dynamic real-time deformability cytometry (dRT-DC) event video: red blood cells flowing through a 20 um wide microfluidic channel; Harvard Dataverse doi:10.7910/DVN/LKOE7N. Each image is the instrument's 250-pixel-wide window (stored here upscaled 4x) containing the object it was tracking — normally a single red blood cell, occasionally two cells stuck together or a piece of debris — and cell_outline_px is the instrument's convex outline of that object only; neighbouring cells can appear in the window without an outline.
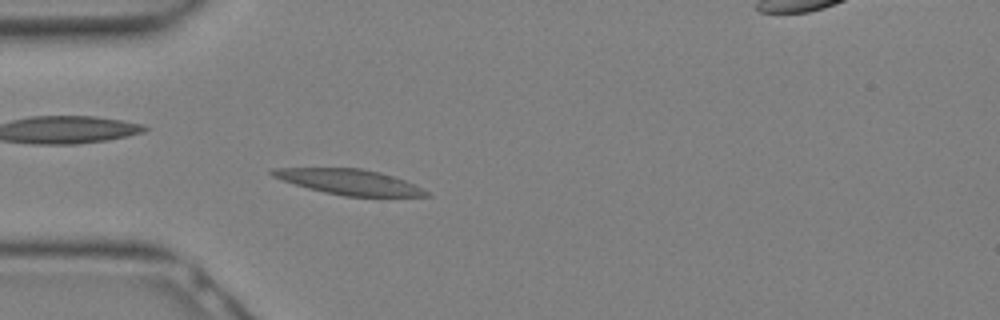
{"species": "Egyptian fruit bat (a non-hibernating species)", "species_latin": "Rousettus aegyptiacus", "temperature_condition": "warm", "stored_images_in_passage": 16, "camera_frame_rate_fps": 3000, "um_per_image_px": 0.085, "animal": {"sex": "female"}, "frame": {"image": 1, "passage_image": 10, "time_ms": 3.0, "image_size_px": [1000, 320], "cell_outline_px": [[432, 196], [344, 196], [324, 192], [308, 188], [272, 176], [268, 172], [272, 168], [360, 168], [380, 172], [404, 180], [428, 192]], "centroid_in_image_um": [29.66, 15.46], "position_along_channel_um": 55.3, "area_um2": 22.31}}
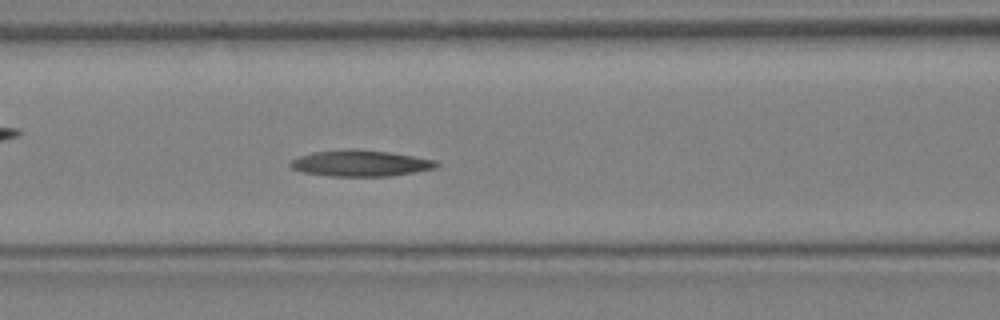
{"frame": {"image": 2, "passage_image": 14, "time_ms": 4.333, "image_size_px": [1000, 320], "cell_outline_px": [[440, 164], [436, 168], [388, 176], [328, 176], [300, 172], [292, 168], [288, 164], [292, 160], [300, 156], [312, 152], [348, 148], [356, 148], [388, 152], [436, 160]], "centroid_in_image_um": [30.59, 13.87], "position_along_channel_um": 136.0, "area_um2": 22.37}}
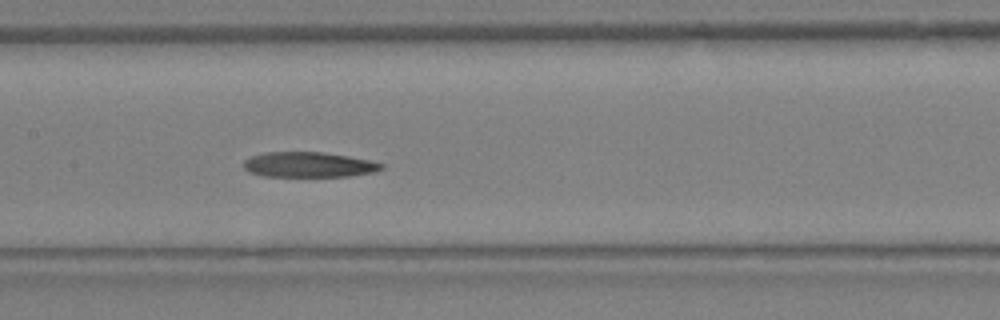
{"frame": {"image": 3, "passage_image": 16, "time_ms": 5.0, "image_size_px": [1000, 320], "cell_outline_px": [[384, 168], [372, 172], [348, 176], [264, 176], [248, 172], [244, 168], [244, 160], [248, 156], [264, 152], [324, 152], [348, 156], [368, 160], [384, 164]], "centroid_in_image_um": [26.19, 13.99], "position_along_channel_um": 181.2, "area_um2": 20.23}}